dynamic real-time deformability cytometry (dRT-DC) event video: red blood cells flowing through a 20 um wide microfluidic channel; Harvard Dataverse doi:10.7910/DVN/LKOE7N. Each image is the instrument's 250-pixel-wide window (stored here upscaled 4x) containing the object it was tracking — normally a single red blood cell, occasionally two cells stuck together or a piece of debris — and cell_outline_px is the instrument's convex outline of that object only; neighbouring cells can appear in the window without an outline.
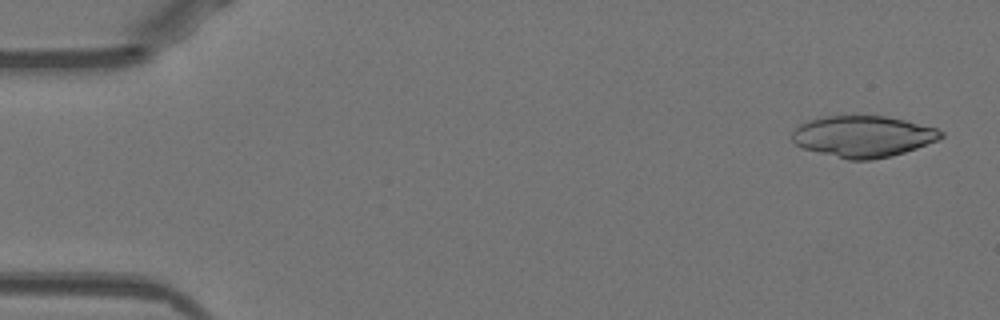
{"species": "Egyptian fruit bat (a non-hibernating species)", "species_latin": "Rousettus aegyptiacus", "temperature_condition": "warm", "stored_images_in_passage": 49, "camera_frame_rate_fps": 3000, "um_per_image_px": 0.085, "animal": {"sex": "female"}, "frame": {"image": 1, "passage_image": 1, "time_ms": 0.0, "image_size_px": [1000, 320], "cell_outline_px": [[944, 136], [936, 140], [916, 148], [892, 156], [868, 160], [848, 160], [804, 148], [796, 144], [792, 140], [792, 132], [796, 124], [808, 120], [824, 116], [884, 116], [904, 120], [936, 128], [944, 132]], "centroid_in_image_um": [73.32, 11.59], "position_along_channel_um": 11.7, "area_um2": 35.72}}